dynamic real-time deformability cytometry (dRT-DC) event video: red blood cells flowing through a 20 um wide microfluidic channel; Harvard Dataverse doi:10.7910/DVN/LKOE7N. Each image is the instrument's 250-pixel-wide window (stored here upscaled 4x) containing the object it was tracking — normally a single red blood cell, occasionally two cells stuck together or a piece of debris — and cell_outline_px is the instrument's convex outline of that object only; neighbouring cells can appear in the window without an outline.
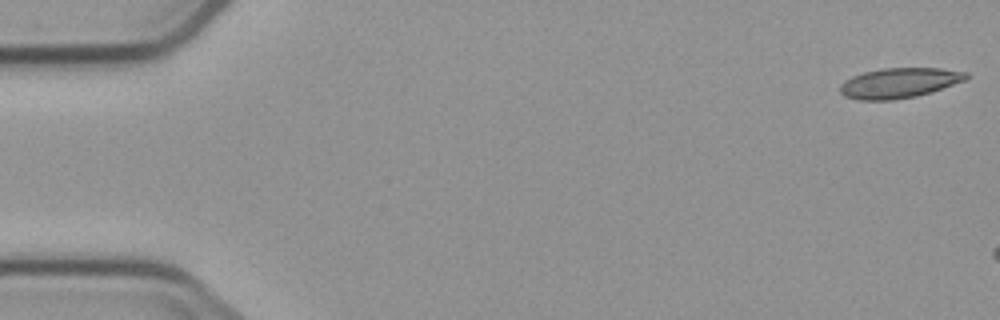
{"species": "common noctule bat (a hibernating species)", "species_latin": "Nyctalus noctula", "temperature_condition": "cold", "stored_images_in_passage": 3, "camera_frame_rate_fps": 3000, "um_per_image_px": 0.085, "animal": {"sex": "male", "body_mass_g": 23.1, "forearm_length_mm": 52.7}, "frame": {"image": 1, "passage_image": 1, "time_ms": 0.0, "image_size_px": [1000, 320], "cell_outline_px": [[968, 76], [964, 80], [932, 92], [916, 96], [892, 100], [860, 100], [844, 96], [840, 92], [840, 84], [844, 80], [852, 76], [864, 72], [884, 68], [940, 68], [968, 72]], "centroid_in_image_um": [76.41, 7.05], "position_along_channel_um": 8.6, "area_um2": 22.08}}